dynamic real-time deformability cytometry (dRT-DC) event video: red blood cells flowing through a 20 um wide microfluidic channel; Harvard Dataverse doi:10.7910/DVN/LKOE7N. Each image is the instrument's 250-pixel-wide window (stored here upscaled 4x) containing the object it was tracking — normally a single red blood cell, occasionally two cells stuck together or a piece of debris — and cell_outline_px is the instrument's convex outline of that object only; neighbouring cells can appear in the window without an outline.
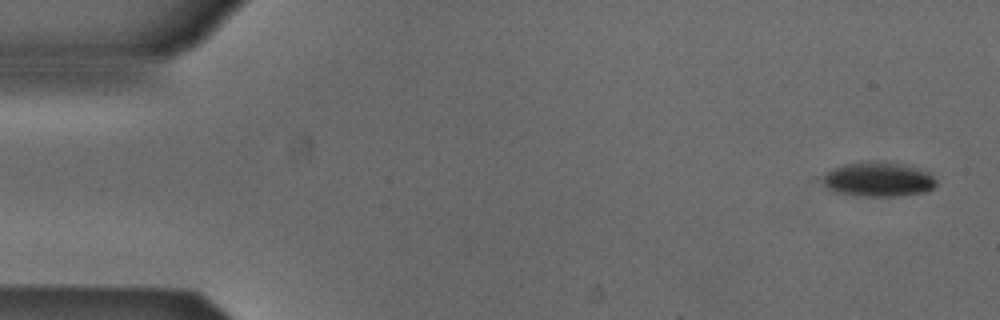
{"species": "Egyptian fruit bat (a non-hibernating species)", "species_latin": "Rousettus aegyptiacus", "temperature_condition": "cold", "stored_images_in_passage": 7, "camera_frame_rate_fps": 3000, "um_per_image_px": 0.085, "animal": {"sex": "male"}, "frame": {"image": 1, "passage_image": 1, "time_ms": 0.0, "image_size_px": [1000, 320], "cell_outline_px": [[936, 184], [932, 188], [924, 192], [900, 196], [856, 196], [836, 192], [828, 188], [816, 176], [844, 164], [872, 160], [920, 168], [932, 172], [936, 180]], "centroid_in_image_um": [74.61, 15.24], "position_along_channel_um": 10.4, "area_um2": 23.24}}
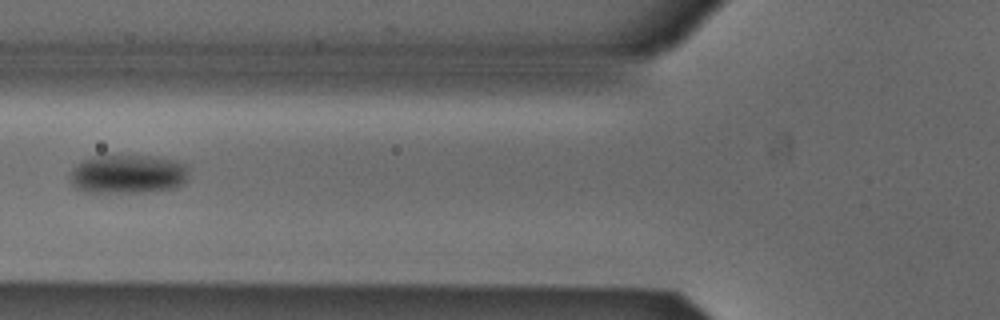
{"frame": {"image": 2, "passage_image": 6, "time_ms": 1.667, "image_size_px": [1000, 320], "cell_outline_px": [[188, 168], [184, 184], [176, 188], [144, 192], [84, 192], [76, 188], [72, 184], [72, 168], [76, 164], [92, 156], [152, 156], [176, 160], [184, 164]], "centroid_in_image_um": [10.88, 14.8], "position_along_channel_um": 114.9, "area_um2": 26.88}}
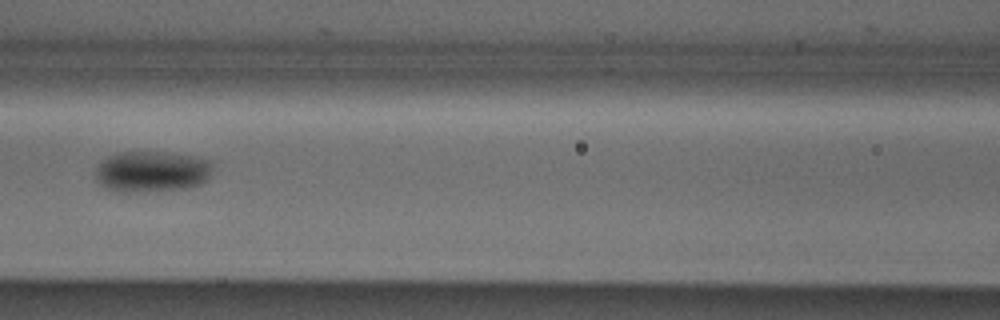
{"frame": {"image": 3, "passage_image": 7, "time_ms": 2.0, "image_size_px": [1000, 320], "cell_outline_px": [[212, 168], [208, 180], [200, 184], [188, 188], [156, 192], [120, 192], [104, 188], [100, 184], [96, 176], [96, 168], [108, 156], [116, 152], [164, 152], [192, 156], [212, 160]], "centroid_in_image_um": [12.93, 14.6], "position_along_channel_um": 153.7, "area_um2": 28.44}}